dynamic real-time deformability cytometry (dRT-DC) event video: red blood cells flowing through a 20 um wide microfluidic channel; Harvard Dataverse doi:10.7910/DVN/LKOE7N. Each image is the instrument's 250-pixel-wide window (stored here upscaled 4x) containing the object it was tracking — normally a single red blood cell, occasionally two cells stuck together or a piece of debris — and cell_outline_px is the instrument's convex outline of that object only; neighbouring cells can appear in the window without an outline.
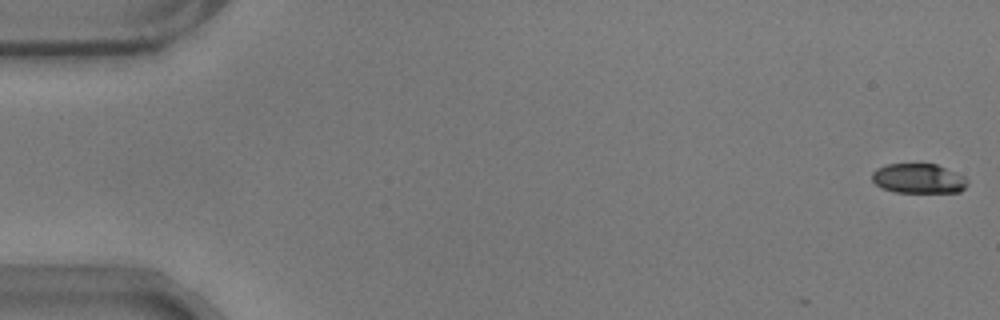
{"species": "common noctule bat (a hibernating species)", "species_latin": "Nyctalus noctula", "temperature_condition": "warm", "stored_images_in_passage": 4, "camera_frame_rate_fps": 3000, "um_per_image_px": 0.085, "animal": {"sex": "male", "body_mass_g": 17.9}, "frame": {"image": 1, "passage_image": 1, "time_ms": 0.0, "image_size_px": [1000, 320], "cell_outline_px": [[968, 184], [960, 192], [896, 192], [880, 188], [872, 180], [872, 172], [876, 168], [888, 164], [936, 164], [964, 176], [968, 180]], "centroid_in_image_um": [78.06, 15.18], "position_along_channel_um": 6.9, "area_um2": 16.53}}